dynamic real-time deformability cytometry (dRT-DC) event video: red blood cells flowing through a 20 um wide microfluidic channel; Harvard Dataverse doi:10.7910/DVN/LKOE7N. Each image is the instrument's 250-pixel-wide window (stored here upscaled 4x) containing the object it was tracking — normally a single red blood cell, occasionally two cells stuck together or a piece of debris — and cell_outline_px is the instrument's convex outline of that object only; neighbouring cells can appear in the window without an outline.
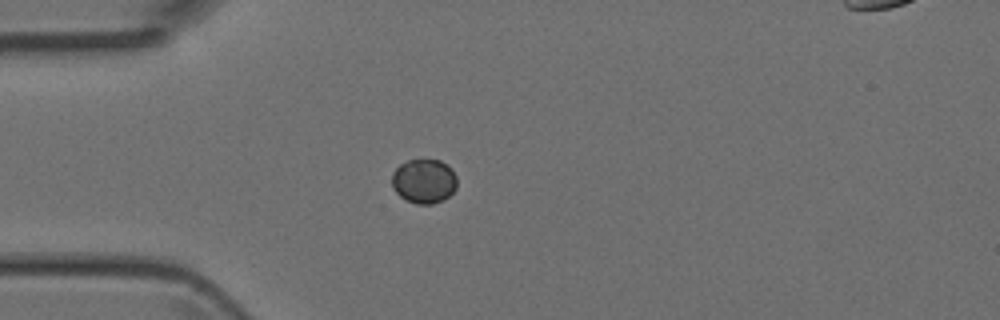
{"species": "Egyptian fruit bat (a non-hibernating species)", "species_latin": "Rousettus aegyptiacus", "temperature_condition": "room temperature", "stored_images_in_passage": 26, "camera_frame_rate_fps": 3000, "um_per_image_px": 0.085, "animal": {"sex": "female"}, "frame": {"image": 1, "passage_image": 1, "time_ms": 0.0, "image_size_px": [1000, 320], "cell_outline_px": [[456, 188], [444, 200], [432, 204], [416, 204], [404, 200], [392, 188], [392, 172], [400, 164], [408, 160], [440, 160], [448, 164], [452, 168], [456, 176]], "centroid_in_image_um": [36.03, 15.4], "position_along_channel_um": 49.0, "area_um2": 17.05}}
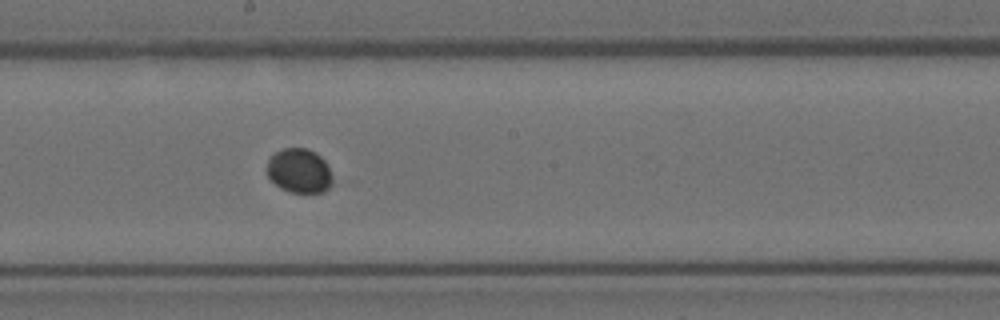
{"frame": {"image": 2, "passage_image": 14, "time_ms": 4.333, "image_size_px": [1000, 320], "cell_outline_px": [[332, 184], [324, 192], [288, 192], [280, 188], [268, 176], [268, 160], [276, 152], [284, 148], [308, 148], [316, 152], [324, 160], [332, 176]], "centroid_in_image_um": [25.45, 14.52], "position_along_channel_um": 222.7, "area_um2": 16.82}}
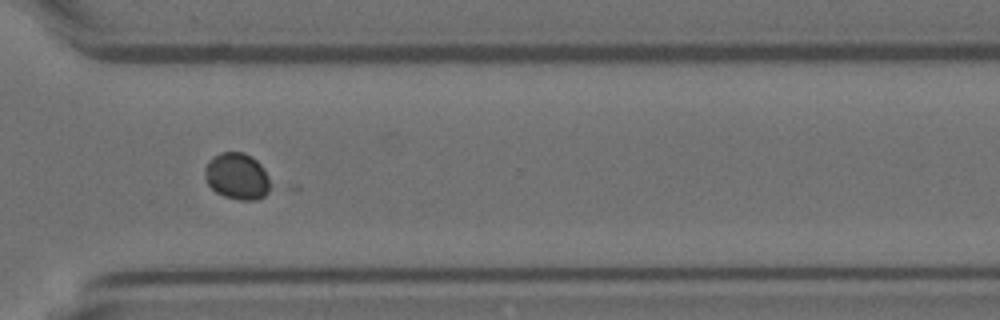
{"frame": {"image": 3, "passage_image": 23, "time_ms": 7.333, "image_size_px": [1000, 320], "cell_outline_px": [[268, 192], [264, 196], [256, 200], [240, 200], [224, 196], [216, 192], [208, 184], [204, 176], [204, 168], [208, 160], [220, 152], [244, 152], [252, 156], [264, 168], [268, 176]], "centroid_in_image_um": [20.12, 14.97], "position_along_channel_um": 350.5, "area_um2": 17.8}}